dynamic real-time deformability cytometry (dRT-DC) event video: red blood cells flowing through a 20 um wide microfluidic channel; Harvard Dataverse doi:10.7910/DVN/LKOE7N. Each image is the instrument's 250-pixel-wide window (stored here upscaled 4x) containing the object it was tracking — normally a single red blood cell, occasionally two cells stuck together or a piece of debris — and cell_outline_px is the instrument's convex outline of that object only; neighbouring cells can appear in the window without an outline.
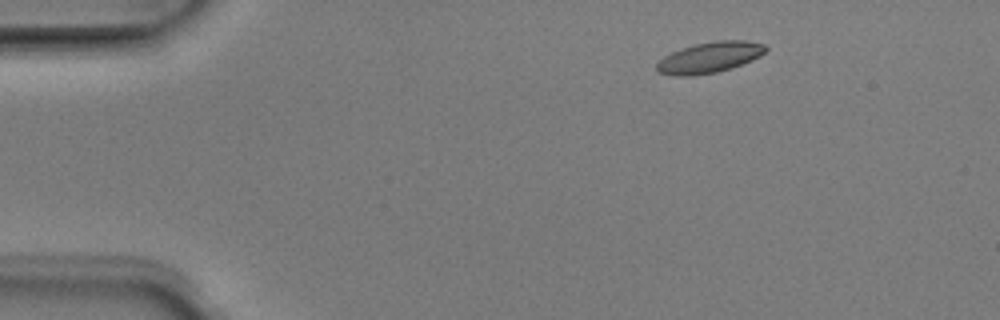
{"species": "Egyptian fruit bat (a non-hibernating species)", "species_latin": "Rousettus aegyptiacus", "temperature_condition": "room temperature", "stored_images_in_passage": 2, "camera_frame_rate_fps": 3000, "um_per_image_px": 0.085, "animal": {"sex": "male"}, "frame": {"image": 1, "passage_image": 1, "time_ms": 0.0, "image_size_px": [1000, 320], "cell_outline_px": [[768, 48], [760, 56], [752, 60], [732, 68], [716, 72], [692, 76], [676, 76], [660, 72], [656, 68], [656, 64], [664, 56], [680, 48], [696, 44], [716, 40], [744, 40], [764, 44]], "centroid_in_image_um": [60.32, 4.88], "position_along_channel_um": 24.7, "area_um2": 19.54}}